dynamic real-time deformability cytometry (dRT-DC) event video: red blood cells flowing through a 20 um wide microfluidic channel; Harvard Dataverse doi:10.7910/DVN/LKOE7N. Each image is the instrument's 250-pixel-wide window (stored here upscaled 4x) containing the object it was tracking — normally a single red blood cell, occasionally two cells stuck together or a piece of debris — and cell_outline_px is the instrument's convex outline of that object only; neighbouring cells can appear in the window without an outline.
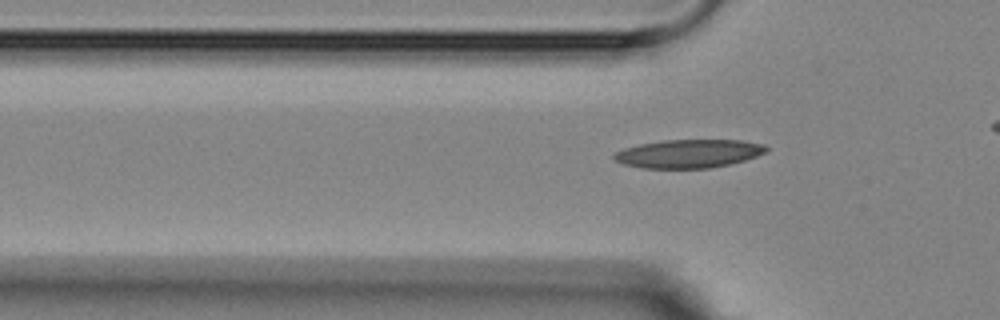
{"species": "Egyptian fruit bat (a non-hibernating species)", "species_latin": "Rousettus aegyptiacus", "temperature_condition": "room temperature", "stored_images_in_passage": 3, "camera_frame_rate_fps": 3000, "um_per_image_px": 0.085, "animal": {"sex": "female"}, "frame": {"image": 1, "passage_image": 3, "time_ms": 2.667, "image_size_px": [1000, 320], "cell_outline_px": [[768, 148], [764, 152], [756, 156], [744, 160], [712, 168], [644, 168], [624, 164], [616, 160], [612, 156], [616, 152], [624, 148], [640, 144], [664, 140], [740, 140], [764, 144]], "centroid_in_image_um": [58.53, 13.06], "position_along_channel_um": 67.3, "area_um2": 24.97}}